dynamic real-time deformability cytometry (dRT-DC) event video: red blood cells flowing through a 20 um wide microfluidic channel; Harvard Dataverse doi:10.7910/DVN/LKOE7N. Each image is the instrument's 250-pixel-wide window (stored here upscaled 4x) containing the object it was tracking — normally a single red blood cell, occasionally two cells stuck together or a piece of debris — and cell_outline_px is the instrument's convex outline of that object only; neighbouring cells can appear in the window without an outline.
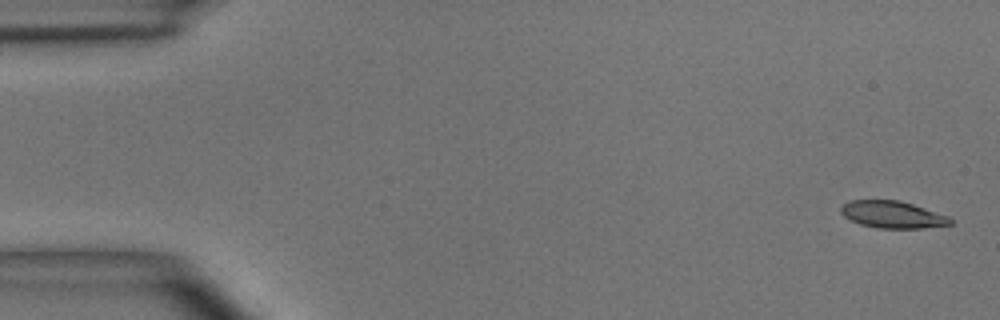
{"species": "common noctule bat (a hibernating species)", "species_latin": "Nyctalus noctula", "temperature_condition": "room temperature", "stored_images_in_passage": 6, "camera_frame_rate_fps": 3000, "um_per_image_px": 0.085, "animal": {"sex": "male", "body_mass_g": 15.6}, "frame": {"image": 1, "passage_image": 1, "time_ms": 0.0, "image_size_px": [1000, 320], "cell_outline_px": [[952, 224], [920, 228], [876, 228], [860, 224], [844, 216], [840, 212], [840, 208], [848, 200], [900, 200], [948, 216], [952, 220]], "centroid_in_image_um": [75.83, 18.23], "position_along_channel_um": 9.2, "area_um2": 17.11}}
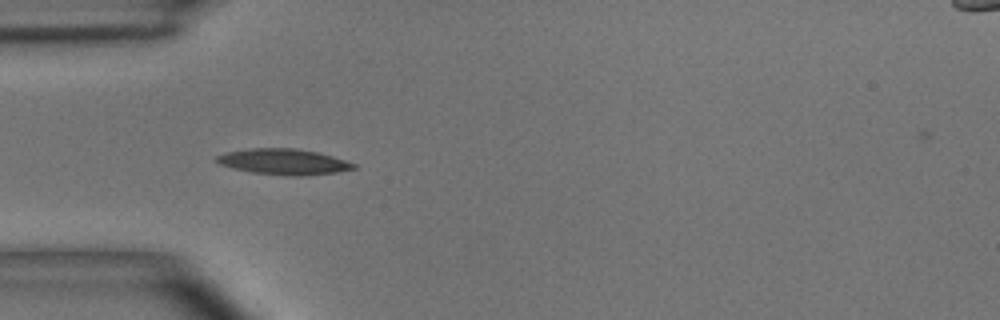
{"frame": {"image": 2, "passage_image": 5, "time_ms": 4.667, "image_size_px": [1000, 320], "cell_outline_px": [[356, 168], [336, 172], [308, 176], [288, 176], [252, 172], [220, 164], [216, 160], [216, 156], [228, 152], [252, 148], [292, 148], [316, 152], [332, 156], [356, 164]], "centroid_in_image_um": [24.14, 13.75], "position_along_channel_um": 60.9, "area_um2": 20.29}}
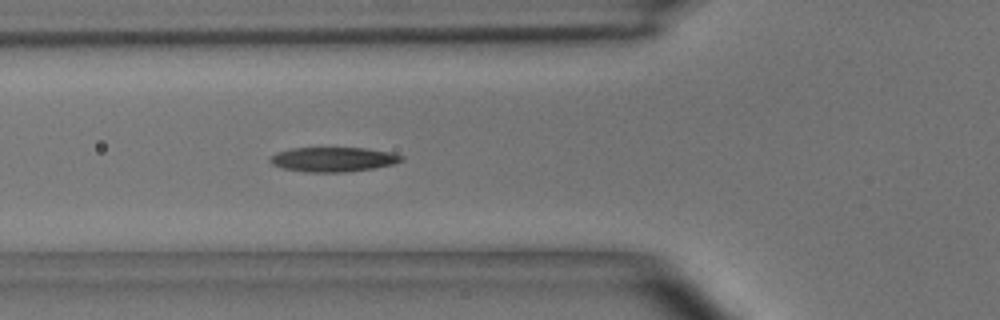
{"frame": {"image": 3, "passage_image": 6, "time_ms": 5.667, "image_size_px": [1000, 320], "cell_outline_px": [[404, 160], [392, 164], [372, 168], [344, 172], [308, 172], [284, 168], [272, 164], [268, 160], [276, 152], [292, 148], [364, 148], [392, 152], [404, 156]], "centroid_in_image_um": [28.33, 13.54], "position_along_channel_um": 97.5, "area_um2": 18.67}}